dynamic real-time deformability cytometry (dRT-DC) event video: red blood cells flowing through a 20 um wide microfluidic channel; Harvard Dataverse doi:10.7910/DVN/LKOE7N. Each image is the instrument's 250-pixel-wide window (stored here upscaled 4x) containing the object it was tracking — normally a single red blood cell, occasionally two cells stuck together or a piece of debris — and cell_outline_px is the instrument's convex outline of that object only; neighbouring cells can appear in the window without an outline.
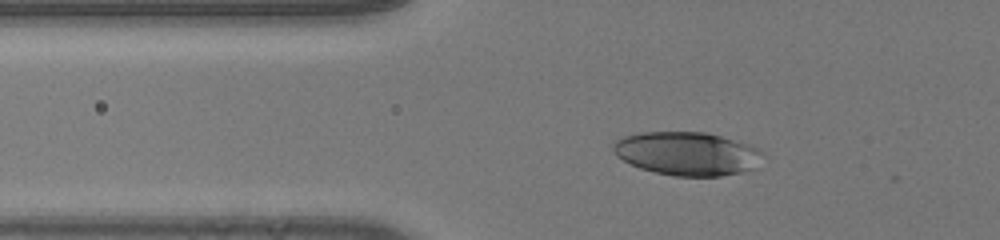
{"species": "human", "species_latin": "Homo sapiens", "temperature_condition": "room temperature", "stored_images_in_passage": 40, "segment_of_instrument_passage": [1, 2], "camera_frame_rate_fps": 3000, "um_per_image_px": 0.085, "donor": {"sex": "male"}, "frame": {"image": 1, "passage_image": 7, "time_ms": 2.0, "image_size_px": [1000, 240], "cell_outline_px": [[760, 152], [752, 168], [740, 172], [720, 176], [676, 176], [656, 172], [640, 168], [616, 156], [612, 148], [616, 140], [624, 136], [644, 132], [704, 132], [720, 136], [748, 144], [756, 148]], "centroid_in_image_um": [58.32, 13.05], "position_along_channel_um": 67.5, "area_um2": 37.05}}
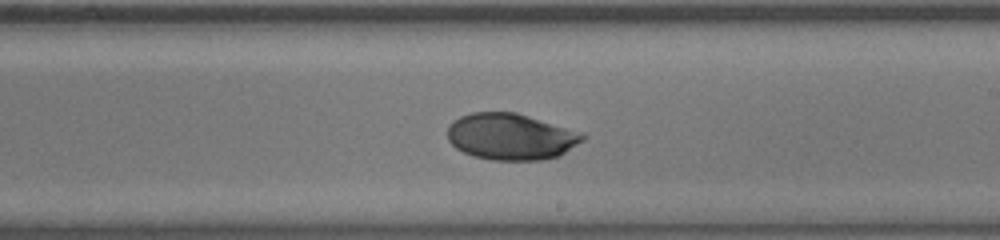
{"frame": {"image": 2, "passage_image": 22, "time_ms": 7.0, "image_size_px": [1000, 240], "cell_outline_px": [[588, 136], [584, 140], [560, 156], [540, 160], [492, 160], [472, 156], [456, 148], [448, 140], [448, 124], [452, 120], [460, 116], [472, 112], [516, 112], [584, 132]], "centroid_in_image_um": [43.45, 11.61], "position_along_channel_um": 245.6, "area_um2": 37.05}}
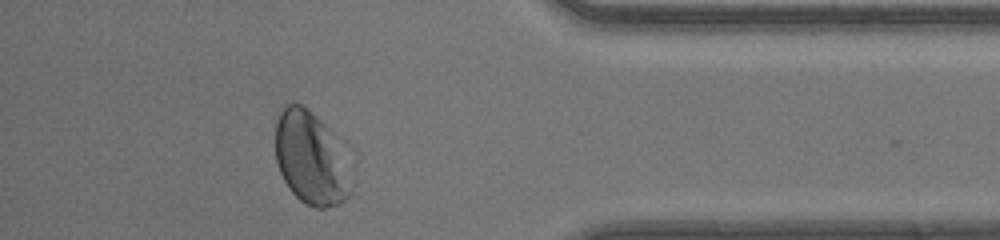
{"frame": {"image": 3, "passage_image": 35, "time_ms": 11.333, "image_size_px": [1000, 240], "cell_outline_px": [[352, 188], [348, 196], [340, 204], [324, 208], [316, 208], [300, 200], [288, 188], [276, 164], [276, 112], [284, 104], [300, 104], [308, 108], [328, 128]], "centroid_in_image_um": [26.3, 13.44], "position_along_channel_um": 408.9, "area_um2": 39.77}}